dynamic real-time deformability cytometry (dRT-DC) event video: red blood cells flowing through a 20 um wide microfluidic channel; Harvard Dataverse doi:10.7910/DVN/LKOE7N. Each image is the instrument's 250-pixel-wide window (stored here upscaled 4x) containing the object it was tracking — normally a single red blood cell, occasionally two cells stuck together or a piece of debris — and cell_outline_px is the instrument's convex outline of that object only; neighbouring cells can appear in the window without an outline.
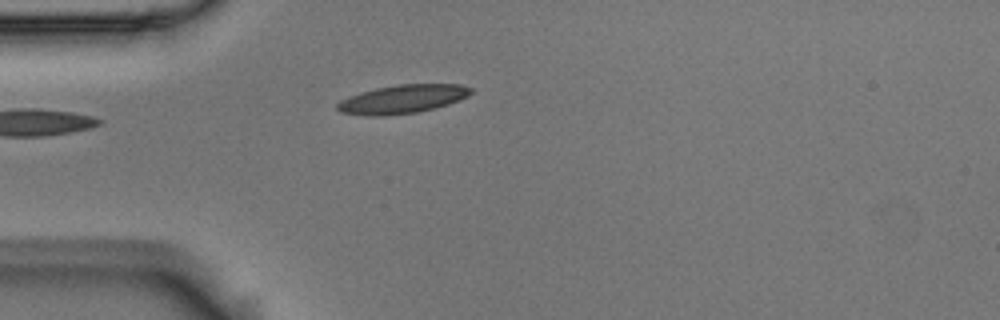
{"species": "Egyptian fruit bat (a non-hibernating species)", "species_latin": "Rousettus aegyptiacus", "temperature_condition": "room temperature", "stored_images_in_passage": 4, "camera_frame_rate_fps": 3000, "um_per_image_px": 0.085, "animal": {"sex": "male"}, "frame": {"image": 1, "passage_image": 4, "time_ms": 1.0, "image_size_px": [1000, 320], "cell_outline_px": [[472, 92], [468, 96], [460, 100], [436, 108], [416, 112], [384, 116], [368, 116], [340, 112], [336, 108], [336, 104], [340, 100], [348, 96], [360, 92], [376, 88], [396, 84], [460, 84], [472, 88]], "centroid_in_image_um": [34.19, 8.42], "position_along_channel_um": 50.8, "area_um2": 22.43}}